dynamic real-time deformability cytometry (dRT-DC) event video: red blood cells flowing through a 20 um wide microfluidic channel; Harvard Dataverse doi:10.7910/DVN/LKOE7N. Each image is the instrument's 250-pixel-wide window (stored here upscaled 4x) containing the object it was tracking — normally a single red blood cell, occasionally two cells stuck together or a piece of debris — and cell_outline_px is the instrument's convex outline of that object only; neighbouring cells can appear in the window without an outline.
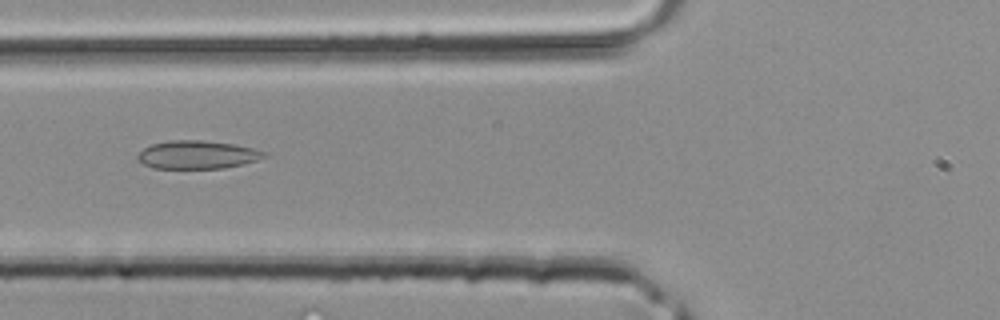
{"species": "common noctule bat (a hibernating species)", "species_latin": "Nyctalus noctula", "temperature_condition": "room temperature", "stored_images_in_passage": 31, "camera_frame_rate_fps": 3000, "um_per_image_px": 0.085, "animal": {"sex": "male", "body_mass_g": 20.4}, "frame": {"image": 1, "passage_image": 6, "time_ms": 1.667, "image_size_px": [1000, 320], "cell_outline_px": [[268, 152], [264, 156], [256, 160], [224, 168], [152, 168], [136, 160], [136, 156], [144, 148], [152, 144], [168, 140], [204, 140], [236, 144]], "centroid_in_image_um": [16.73, 13.14], "position_along_channel_um": 109.1, "area_um2": 20.75}}
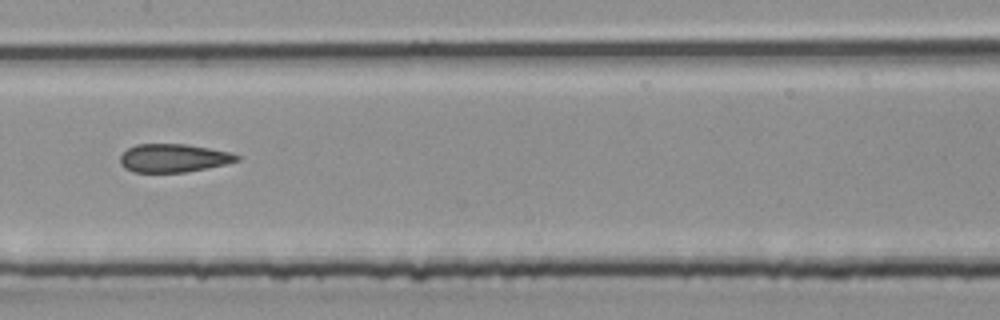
{"frame": {"image": 2, "passage_image": 11, "time_ms": 3.333, "image_size_px": [1000, 320], "cell_outline_px": [[240, 160], [224, 164], [188, 172], [132, 172], [124, 168], [120, 164], [120, 156], [128, 148], [136, 144], [184, 144], [208, 148], [228, 152], [240, 156]], "centroid_in_image_um": [14.71, 13.44], "position_along_channel_um": 192.7, "area_um2": 19.13}}
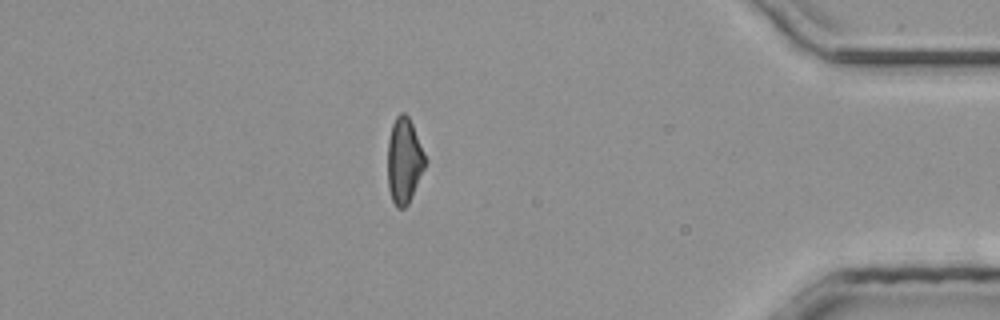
{"frame": {"image": 3, "passage_image": 26, "time_ms": 8.333, "image_size_px": [1000, 320], "cell_outline_px": [[428, 160], [412, 196], [408, 204], [404, 208], [396, 208], [392, 200], [388, 188], [388, 140], [392, 124], [396, 116], [400, 112], [404, 112], [408, 116], [412, 124]], "centroid_in_image_um": [34.36, 13.66], "position_along_channel_um": 400.8, "area_um2": 18.84}}